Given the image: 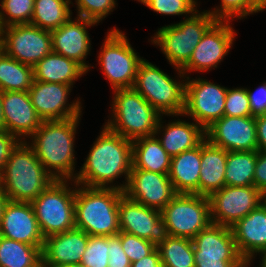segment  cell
I'll return each mask as SVG.
<instances>
[{
  "label": "cell",
  "mask_w": 266,
  "mask_h": 267,
  "mask_svg": "<svg viewBox=\"0 0 266 267\" xmlns=\"http://www.w3.org/2000/svg\"><path fill=\"white\" fill-rule=\"evenodd\" d=\"M132 166V141L104 126L79 174L76 173L73 180L81 187L83 184L86 187L107 188L108 183H113L114 179L125 174V185L115 186L124 191Z\"/></svg>",
  "instance_id": "cell-1"
},
{
  "label": "cell",
  "mask_w": 266,
  "mask_h": 267,
  "mask_svg": "<svg viewBox=\"0 0 266 267\" xmlns=\"http://www.w3.org/2000/svg\"><path fill=\"white\" fill-rule=\"evenodd\" d=\"M79 118L42 121L40 127L31 135L34 137L31 147L36 157L56 180L73 179V145ZM51 168L56 172L51 171Z\"/></svg>",
  "instance_id": "cell-2"
},
{
  "label": "cell",
  "mask_w": 266,
  "mask_h": 267,
  "mask_svg": "<svg viewBox=\"0 0 266 267\" xmlns=\"http://www.w3.org/2000/svg\"><path fill=\"white\" fill-rule=\"evenodd\" d=\"M56 179L43 167L31 146L22 139L11 151L0 185L8 200L31 203Z\"/></svg>",
  "instance_id": "cell-3"
},
{
  "label": "cell",
  "mask_w": 266,
  "mask_h": 267,
  "mask_svg": "<svg viewBox=\"0 0 266 267\" xmlns=\"http://www.w3.org/2000/svg\"><path fill=\"white\" fill-rule=\"evenodd\" d=\"M124 192L80 187L75 193V227L89 236L110 237L120 232L118 204Z\"/></svg>",
  "instance_id": "cell-4"
},
{
  "label": "cell",
  "mask_w": 266,
  "mask_h": 267,
  "mask_svg": "<svg viewBox=\"0 0 266 267\" xmlns=\"http://www.w3.org/2000/svg\"><path fill=\"white\" fill-rule=\"evenodd\" d=\"M112 101L113 121L105 125L131 141L157 135L161 114L133 88L116 89Z\"/></svg>",
  "instance_id": "cell-5"
},
{
  "label": "cell",
  "mask_w": 266,
  "mask_h": 267,
  "mask_svg": "<svg viewBox=\"0 0 266 267\" xmlns=\"http://www.w3.org/2000/svg\"><path fill=\"white\" fill-rule=\"evenodd\" d=\"M216 21L207 10L199 14L197 10L180 23L160 28L152 41L160 46L171 65L180 70Z\"/></svg>",
  "instance_id": "cell-6"
},
{
  "label": "cell",
  "mask_w": 266,
  "mask_h": 267,
  "mask_svg": "<svg viewBox=\"0 0 266 267\" xmlns=\"http://www.w3.org/2000/svg\"><path fill=\"white\" fill-rule=\"evenodd\" d=\"M186 83L176 82L158 67L143 59L137 69L133 89L160 114L182 115Z\"/></svg>",
  "instance_id": "cell-7"
},
{
  "label": "cell",
  "mask_w": 266,
  "mask_h": 267,
  "mask_svg": "<svg viewBox=\"0 0 266 267\" xmlns=\"http://www.w3.org/2000/svg\"><path fill=\"white\" fill-rule=\"evenodd\" d=\"M67 180H55L32 202L40 232L44 238L75 228V193Z\"/></svg>",
  "instance_id": "cell-8"
},
{
  "label": "cell",
  "mask_w": 266,
  "mask_h": 267,
  "mask_svg": "<svg viewBox=\"0 0 266 267\" xmlns=\"http://www.w3.org/2000/svg\"><path fill=\"white\" fill-rule=\"evenodd\" d=\"M170 236L193 239L211 223L207 196L178 193L162 210Z\"/></svg>",
  "instance_id": "cell-9"
},
{
  "label": "cell",
  "mask_w": 266,
  "mask_h": 267,
  "mask_svg": "<svg viewBox=\"0 0 266 267\" xmlns=\"http://www.w3.org/2000/svg\"><path fill=\"white\" fill-rule=\"evenodd\" d=\"M101 49L100 66L113 89L132 88L143 59L135 53L126 36L114 28L109 31Z\"/></svg>",
  "instance_id": "cell-10"
},
{
  "label": "cell",
  "mask_w": 266,
  "mask_h": 267,
  "mask_svg": "<svg viewBox=\"0 0 266 267\" xmlns=\"http://www.w3.org/2000/svg\"><path fill=\"white\" fill-rule=\"evenodd\" d=\"M0 49L20 63L33 67L52 52L51 32L30 23L3 27L0 29Z\"/></svg>",
  "instance_id": "cell-11"
},
{
  "label": "cell",
  "mask_w": 266,
  "mask_h": 267,
  "mask_svg": "<svg viewBox=\"0 0 266 267\" xmlns=\"http://www.w3.org/2000/svg\"><path fill=\"white\" fill-rule=\"evenodd\" d=\"M195 267H232L242 258L231 227L211 223L192 239Z\"/></svg>",
  "instance_id": "cell-12"
},
{
  "label": "cell",
  "mask_w": 266,
  "mask_h": 267,
  "mask_svg": "<svg viewBox=\"0 0 266 267\" xmlns=\"http://www.w3.org/2000/svg\"><path fill=\"white\" fill-rule=\"evenodd\" d=\"M211 221L232 227L263 201V193L255 186H224L209 197Z\"/></svg>",
  "instance_id": "cell-13"
},
{
  "label": "cell",
  "mask_w": 266,
  "mask_h": 267,
  "mask_svg": "<svg viewBox=\"0 0 266 267\" xmlns=\"http://www.w3.org/2000/svg\"><path fill=\"white\" fill-rule=\"evenodd\" d=\"M185 87L183 114L190 115L204 129L224 116L228 89L203 79L188 81Z\"/></svg>",
  "instance_id": "cell-14"
},
{
  "label": "cell",
  "mask_w": 266,
  "mask_h": 267,
  "mask_svg": "<svg viewBox=\"0 0 266 267\" xmlns=\"http://www.w3.org/2000/svg\"><path fill=\"white\" fill-rule=\"evenodd\" d=\"M120 231L148 240L156 248L169 236L161 211L123 195L118 204Z\"/></svg>",
  "instance_id": "cell-15"
},
{
  "label": "cell",
  "mask_w": 266,
  "mask_h": 267,
  "mask_svg": "<svg viewBox=\"0 0 266 267\" xmlns=\"http://www.w3.org/2000/svg\"><path fill=\"white\" fill-rule=\"evenodd\" d=\"M124 195L130 200L161 211L178 193L168 174L132 169Z\"/></svg>",
  "instance_id": "cell-16"
},
{
  "label": "cell",
  "mask_w": 266,
  "mask_h": 267,
  "mask_svg": "<svg viewBox=\"0 0 266 267\" xmlns=\"http://www.w3.org/2000/svg\"><path fill=\"white\" fill-rule=\"evenodd\" d=\"M207 140L226 151L257 150L255 116H223L205 129Z\"/></svg>",
  "instance_id": "cell-17"
},
{
  "label": "cell",
  "mask_w": 266,
  "mask_h": 267,
  "mask_svg": "<svg viewBox=\"0 0 266 267\" xmlns=\"http://www.w3.org/2000/svg\"><path fill=\"white\" fill-rule=\"evenodd\" d=\"M229 24L230 21L217 20L206 31L190 60L179 70L181 77L190 70L202 72L217 67L233 44L235 31Z\"/></svg>",
  "instance_id": "cell-18"
},
{
  "label": "cell",
  "mask_w": 266,
  "mask_h": 267,
  "mask_svg": "<svg viewBox=\"0 0 266 267\" xmlns=\"http://www.w3.org/2000/svg\"><path fill=\"white\" fill-rule=\"evenodd\" d=\"M71 86L34 80L29 89L30 100L42 121L80 117V101L66 106Z\"/></svg>",
  "instance_id": "cell-19"
},
{
  "label": "cell",
  "mask_w": 266,
  "mask_h": 267,
  "mask_svg": "<svg viewBox=\"0 0 266 267\" xmlns=\"http://www.w3.org/2000/svg\"><path fill=\"white\" fill-rule=\"evenodd\" d=\"M0 236L36 246L42 251L45 238L31 203L7 201L0 222Z\"/></svg>",
  "instance_id": "cell-20"
},
{
  "label": "cell",
  "mask_w": 266,
  "mask_h": 267,
  "mask_svg": "<svg viewBox=\"0 0 266 267\" xmlns=\"http://www.w3.org/2000/svg\"><path fill=\"white\" fill-rule=\"evenodd\" d=\"M89 235L78 228L47 236L44 239L42 267H61L81 263Z\"/></svg>",
  "instance_id": "cell-21"
},
{
  "label": "cell",
  "mask_w": 266,
  "mask_h": 267,
  "mask_svg": "<svg viewBox=\"0 0 266 267\" xmlns=\"http://www.w3.org/2000/svg\"><path fill=\"white\" fill-rule=\"evenodd\" d=\"M94 24L97 23L82 17H78L75 22L70 17L59 28L50 31L52 52L77 61L88 71L90 66L84 60L91 46L86 28Z\"/></svg>",
  "instance_id": "cell-22"
},
{
  "label": "cell",
  "mask_w": 266,
  "mask_h": 267,
  "mask_svg": "<svg viewBox=\"0 0 266 267\" xmlns=\"http://www.w3.org/2000/svg\"><path fill=\"white\" fill-rule=\"evenodd\" d=\"M4 129L14 136H31L42 119L30 100L28 91L2 92Z\"/></svg>",
  "instance_id": "cell-23"
},
{
  "label": "cell",
  "mask_w": 266,
  "mask_h": 267,
  "mask_svg": "<svg viewBox=\"0 0 266 267\" xmlns=\"http://www.w3.org/2000/svg\"><path fill=\"white\" fill-rule=\"evenodd\" d=\"M235 245L242 258H251L255 253L266 255V203L263 201L247 216L231 227Z\"/></svg>",
  "instance_id": "cell-24"
},
{
  "label": "cell",
  "mask_w": 266,
  "mask_h": 267,
  "mask_svg": "<svg viewBox=\"0 0 266 267\" xmlns=\"http://www.w3.org/2000/svg\"><path fill=\"white\" fill-rule=\"evenodd\" d=\"M227 153L207 139L201 143L199 195L209 197L225 186Z\"/></svg>",
  "instance_id": "cell-25"
},
{
  "label": "cell",
  "mask_w": 266,
  "mask_h": 267,
  "mask_svg": "<svg viewBox=\"0 0 266 267\" xmlns=\"http://www.w3.org/2000/svg\"><path fill=\"white\" fill-rule=\"evenodd\" d=\"M201 144L171 158L168 176L177 193L198 194Z\"/></svg>",
  "instance_id": "cell-26"
},
{
  "label": "cell",
  "mask_w": 266,
  "mask_h": 267,
  "mask_svg": "<svg viewBox=\"0 0 266 267\" xmlns=\"http://www.w3.org/2000/svg\"><path fill=\"white\" fill-rule=\"evenodd\" d=\"M86 72L77 61L55 52L49 53L33 66L34 80L70 86Z\"/></svg>",
  "instance_id": "cell-27"
},
{
  "label": "cell",
  "mask_w": 266,
  "mask_h": 267,
  "mask_svg": "<svg viewBox=\"0 0 266 267\" xmlns=\"http://www.w3.org/2000/svg\"><path fill=\"white\" fill-rule=\"evenodd\" d=\"M165 127L163 139L158 140L171 158L194 149L206 138L205 129L197 123L176 120Z\"/></svg>",
  "instance_id": "cell-28"
},
{
  "label": "cell",
  "mask_w": 266,
  "mask_h": 267,
  "mask_svg": "<svg viewBox=\"0 0 266 267\" xmlns=\"http://www.w3.org/2000/svg\"><path fill=\"white\" fill-rule=\"evenodd\" d=\"M155 137H141L132 141V169L169 173L171 157Z\"/></svg>",
  "instance_id": "cell-29"
},
{
  "label": "cell",
  "mask_w": 266,
  "mask_h": 267,
  "mask_svg": "<svg viewBox=\"0 0 266 267\" xmlns=\"http://www.w3.org/2000/svg\"><path fill=\"white\" fill-rule=\"evenodd\" d=\"M257 150L228 151L225 169L226 186H254Z\"/></svg>",
  "instance_id": "cell-30"
},
{
  "label": "cell",
  "mask_w": 266,
  "mask_h": 267,
  "mask_svg": "<svg viewBox=\"0 0 266 267\" xmlns=\"http://www.w3.org/2000/svg\"><path fill=\"white\" fill-rule=\"evenodd\" d=\"M34 81L33 67L20 63L0 49V90L29 91Z\"/></svg>",
  "instance_id": "cell-31"
},
{
  "label": "cell",
  "mask_w": 266,
  "mask_h": 267,
  "mask_svg": "<svg viewBox=\"0 0 266 267\" xmlns=\"http://www.w3.org/2000/svg\"><path fill=\"white\" fill-rule=\"evenodd\" d=\"M0 267H42L41 250L0 236Z\"/></svg>",
  "instance_id": "cell-32"
},
{
  "label": "cell",
  "mask_w": 266,
  "mask_h": 267,
  "mask_svg": "<svg viewBox=\"0 0 266 267\" xmlns=\"http://www.w3.org/2000/svg\"><path fill=\"white\" fill-rule=\"evenodd\" d=\"M70 0H35L32 25L52 31L63 25L71 16Z\"/></svg>",
  "instance_id": "cell-33"
},
{
  "label": "cell",
  "mask_w": 266,
  "mask_h": 267,
  "mask_svg": "<svg viewBox=\"0 0 266 267\" xmlns=\"http://www.w3.org/2000/svg\"><path fill=\"white\" fill-rule=\"evenodd\" d=\"M157 249L163 267H195L192 239L169 236Z\"/></svg>",
  "instance_id": "cell-34"
},
{
  "label": "cell",
  "mask_w": 266,
  "mask_h": 267,
  "mask_svg": "<svg viewBox=\"0 0 266 267\" xmlns=\"http://www.w3.org/2000/svg\"><path fill=\"white\" fill-rule=\"evenodd\" d=\"M35 0H2L0 11V29L3 27L29 24L32 20ZM8 16L5 19V14ZM11 18V19H10Z\"/></svg>",
  "instance_id": "cell-35"
},
{
  "label": "cell",
  "mask_w": 266,
  "mask_h": 267,
  "mask_svg": "<svg viewBox=\"0 0 266 267\" xmlns=\"http://www.w3.org/2000/svg\"><path fill=\"white\" fill-rule=\"evenodd\" d=\"M108 259L109 237L89 236L81 263L85 267H108Z\"/></svg>",
  "instance_id": "cell-36"
},
{
  "label": "cell",
  "mask_w": 266,
  "mask_h": 267,
  "mask_svg": "<svg viewBox=\"0 0 266 267\" xmlns=\"http://www.w3.org/2000/svg\"><path fill=\"white\" fill-rule=\"evenodd\" d=\"M220 10L207 11L213 18L220 21H230L234 16L246 17L250 13L261 11L253 0H221Z\"/></svg>",
  "instance_id": "cell-37"
},
{
  "label": "cell",
  "mask_w": 266,
  "mask_h": 267,
  "mask_svg": "<svg viewBox=\"0 0 266 267\" xmlns=\"http://www.w3.org/2000/svg\"><path fill=\"white\" fill-rule=\"evenodd\" d=\"M117 236L120 238L123 251L131 263L143 259L156 249L148 240L139 238L136 235L120 231Z\"/></svg>",
  "instance_id": "cell-38"
},
{
  "label": "cell",
  "mask_w": 266,
  "mask_h": 267,
  "mask_svg": "<svg viewBox=\"0 0 266 267\" xmlns=\"http://www.w3.org/2000/svg\"><path fill=\"white\" fill-rule=\"evenodd\" d=\"M224 116H254L250 109L247 88L228 89L224 107Z\"/></svg>",
  "instance_id": "cell-39"
},
{
  "label": "cell",
  "mask_w": 266,
  "mask_h": 267,
  "mask_svg": "<svg viewBox=\"0 0 266 267\" xmlns=\"http://www.w3.org/2000/svg\"><path fill=\"white\" fill-rule=\"evenodd\" d=\"M155 12L165 15L193 14L196 3L194 0H138Z\"/></svg>",
  "instance_id": "cell-40"
},
{
  "label": "cell",
  "mask_w": 266,
  "mask_h": 267,
  "mask_svg": "<svg viewBox=\"0 0 266 267\" xmlns=\"http://www.w3.org/2000/svg\"><path fill=\"white\" fill-rule=\"evenodd\" d=\"M78 17L98 23L115 7V0H76Z\"/></svg>",
  "instance_id": "cell-41"
},
{
  "label": "cell",
  "mask_w": 266,
  "mask_h": 267,
  "mask_svg": "<svg viewBox=\"0 0 266 267\" xmlns=\"http://www.w3.org/2000/svg\"><path fill=\"white\" fill-rule=\"evenodd\" d=\"M108 267H131V261L123 251L117 235L109 237Z\"/></svg>",
  "instance_id": "cell-42"
},
{
  "label": "cell",
  "mask_w": 266,
  "mask_h": 267,
  "mask_svg": "<svg viewBox=\"0 0 266 267\" xmlns=\"http://www.w3.org/2000/svg\"><path fill=\"white\" fill-rule=\"evenodd\" d=\"M19 140L18 137L10 134L5 129L0 130V173L3 171L11 151L20 142Z\"/></svg>",
  "instance_id": "cell-43"
},
{
  "label": "cell",
  "mask_w": 266,
  "mask_h": 267,
  "mask_svg": "<svg viewBox=\"0 0 266 267\" xmlns=\"http://www.w3.org/2000/svg\"><path fill=\"white\" fill-rule=\"evenodd\" d=\"M250 109L254 116L266 114V82L254 93L247 89Z\"/></svg>",
  "instance_id": "cell-44"
},
{
  "label": "cell",
  "mask_w": 266,
  "mask_h": 267,
  "mask_svg": "<svg viewBox=\"0 0 266 267\" xmlns=\"http://www.w3.org/2000/svg\"><path fill=\"white\" fill-rule=\"evenodd\" d=\"M254 186L263 194L266 192V152H257Z\"/></svg>",
  "instance_id": "cell-45"
},
{
  "label": "cell",
  "mask_w": 266,
  "mask_h": 267,
  "mask_svg": "<svg viewBox=\"0 0 266 267\" xmlns=\"http://www.w3.org/2000/svg\"><path fill=\"white\" fill-rule=\"evenodd\" d=\"M255 122L258 142L257 151L266 152V114L255 116Z\"/></svg>",
  "instance_id": "cell-46"
},
{
  "label": "cell",
  "mask_w": 266,
  "mask_h": 267,
  "mask_svg": "<svg viewBox=\"0 0 266 267\" xmlns=\"http://www.w3.org/2000/svg\"><path fill=\"white\" fill-rule=\"evenodd\" d=\"M131 267H163L158 249L143 259L131 263Z\"/></svg>",
  "instance_id": "cell-47"
},
{
  "label": "cell",
  "mask_w": 266,
  "mask_h": 267,
  "mask_svg": "<svg viewBox=\"0 0 266 267\" xmlns=\"http://www.w3.org/2000/svg\"><path fill=\"white\" fill-rule=\"evenodd\" d=\"M7 201H8V198H7L6 194L4 193V190L1 188V185H0V222H1V218H2L3 211H4V208H5Z\"/></svg>",
  "instance_id": "cell-48"
},
{
  "label": "cell",
  "mask_w": 266,
  "mask_h": 267,
  "mask_svg": "<svg viewBox=\"0 0 266 267\" xmlns=\"http://www.w3.org/2000/svg\"><path fill=\"white\" fill-rule=\"evenodd\" d=\"M251 258H240L232 267H248Z\"/></svg>",
  "instance_id": "cell-49"
},
{
  "label": "cell",
  "mask_w": 266,
  "mask_h": 267,
  "mask_svg": "<svg viewBox=\"0 0 266 267\" xmlns=\"http://www.w3.org/2000/svg\"><path fill=\"white\" fill-rule=\"evenodd\" d=\"M0 130H4V113L2 104V91L0 90Z\"/></svg>",
  "instance_id": "cell-50"
},
{
  "label": "cell",
  "mask_w": 266,
  "mask_h": 267,
  "mask_svg": "<svg viewBox=\"0 0 266 267\" xmlns=\"http://www.w3.org/2000/svg\"><path fill=\"white\" fill-rule=\"evenodd\" d=\"M61 267H85L82 263L67 264Z\"/></svg>",
  "instance_id": "cell-51"
},
{
  "label": "cell",
  "mask_w": 266,
  "mask_h": 267,
  "mask_svg": "<svg viewBox=\"0 0 266 267\" xmlns=\"http://www.w3.org/2000/svg\"><path fill=\"white\" fill-rule=\"evenodd\" d=\"M260 8H262L265 3H266V0H253Z\"/></svg>",
  "instance_id": "cell-52"
},
{
  "label": "cell",
  "mask_w": 266,
  "mask_h": 267,
  "mask_svg": "<svg viewBox=\"0 0 266 267\" xmlns=\"http://www.w3.org/2000/svg\"><path fill=\"white\" fill-rule=\"evenodd\" d=\"M261 267H266V255L265 256H262Z\"/></svg>",
  "instance_id": "cell-53"
},
{
  "label": "cell",
  "mask_w": 266,
  "mask_h": 267,
  "mask_svg": "<svg viewBox=\"0 0 266 267\" xmlns=\"http://www.w3.org/2000/svg\"><path fill=\"white\" fill-rule=\"evenodd\" d=\"M264 202L266 203V192L263 194Z\"/></svg>",
  "instance_id": "cell-54"
},
{
  "label": "cell",
  "mask_w": 266,
  "mask_h": 267,
  "mask_svg": "<svg viewBox=\"0 0 266 267\" xmlns=\"http://www.w3.org/2000/svg\"><path fill=\"white\" fill-rule=\"evenodd\" d=\"M264 9H266V3H265V5L261 8V11L264 10Z\"/></svg>",
  "instance_id": "cell-55"
}]
</instances>
